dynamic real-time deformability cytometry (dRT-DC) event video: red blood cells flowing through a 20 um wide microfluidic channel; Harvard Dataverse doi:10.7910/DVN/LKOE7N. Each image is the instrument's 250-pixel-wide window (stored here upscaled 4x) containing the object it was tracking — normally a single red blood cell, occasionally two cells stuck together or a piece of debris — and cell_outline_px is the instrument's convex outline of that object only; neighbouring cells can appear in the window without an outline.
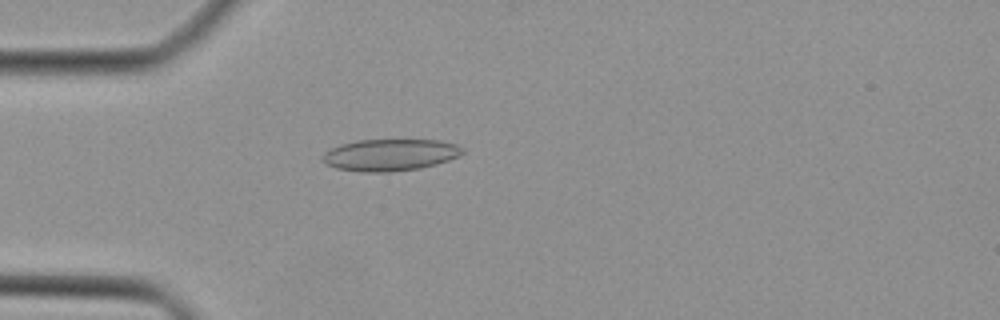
{"species": "Egyptian fruit bat (a non-hibernating species)", "species_latin": "Rousettus aegyptiacus", "temperature_condition": "cold", "stored_images_in_passage": 36, "camera_frame_rate_fps": 3000, "um_per_image_px": 0.085, "animal": {"sex": "female"}, "frame": {"image": 1, "passage_image": 4, "time_ms": 1.0, "image_size_px": [1000, 320], "cell_outline_px": [[464, 152], [460, 156], [436, 164], [420, 168], [388, 172], [364, 172], [336, 168], [324, 164], [320, 160], [320, 156], [324, 152], [340, 144], [360, 140], [440, 140], [456, 144], [464, 148]], "centroid_in_image_um": [33.14, 13.17], "position_along_channel_um": 51.9, "area_um2": 26.13}}
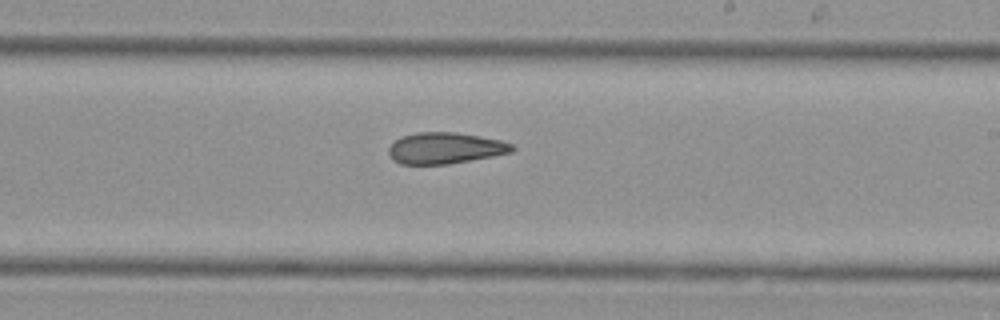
{"frame": {"image": 2, "passage_image": 18, "time_ms": 5.667, "image_size_px": [1000, 320], "cell_outline_px": [[516, 148], [512, 152], [492, 156], [448, 164], [400, 164], [392, 160], [388, 152], [388, 148], [396, 140], [404, 136], [416, 132], [456, 132], [500, 140], [512, 144]], "centroid_in_image_um": [37.83, 12.59], "position_along_channel_um": 251.2, "area_um2": 22.37}}
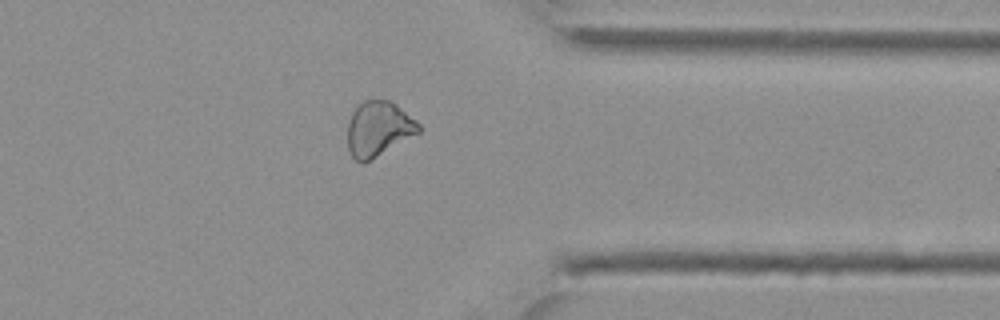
{"frame": {"image": 3, "passage_image": 27, "time_ms": 8.667, "image_size_px": [1000, 320], "cell_outline_px": [[420, 132], [364, 164], [360, 164], [352, 156], [348, 148], [348, 120], [352, 112], [364, 100], [392, 100], [416, 120], [420, 124]], "centroid_in_image_um": [32.17, 10.96], "position_along_channel_um": 379.2, "area_um2": 22.89}}